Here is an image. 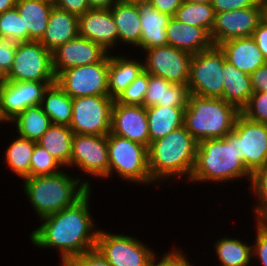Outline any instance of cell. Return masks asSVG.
I'll list each match as a JSON object with an SVG mask.
<instances>
[{
  "instance_id": "cell-1",
  "label": "cell",
  "mask_w": 267,
  "mask_h": 266,
  "mask_svg": "<svg viewBox=\"0 0 267 266\" xmlns=\"http://www.w3.org/2000/svg\"><path fill=\"white\" fill-rule=\"evenodd\" d=\"M91 190L70 207L41 218L29 233L30 242L39 249L55 248L61 263L95 249L99 229L90 212Z\"/></svg>"
},
{
  "instance_id": "cell-2",
  "label": "cell",
  "mask_w": 267,
  "mask_h": 266,
  "mask_svg": "<svg viewBox=\"0 0 267 266\" xmlns=\"http://www.w3.org/2000/svg\"><path fill=\"white\" fill-rule=\"evenodd\" d=\"M198 142L181 126L163 138L150 143L148 167L155 185L166 180H187L192 174Z\"/></svg>"
},
{
  "instance_id": "cell-3",
  "label": "cell",
  "mask_w": 267,
  "mask_h": 266,
  "mask_svg": "<svg viewBox=\"0 0 267 266\" xmlns=\"http://www.w3.org/2000/svg\"><path fill=\"white\" fill-rule=\"evenodd\" d=\"M252 174L246 169L235 150V132L223 138L205 139L198 142L195 165L188 182L228 183L246 179Z\"/></svg>"
},
{
  "instance_id": "cell-4",
  "label": "cell",
  "mask_w": 267,
  "mask_h": 266,
  "mask_svg": "<svg viewBox=\"0 0 267 266\" xmlns=\"http://www.w3.org/2000/svg\"><path fill=\"white\" fill-rule=\"evenodd\" d=\"M65 170L53 175L22 179V190L39 220L70 207L92 189L90 179L84 178L82 181L78 174L74 177Z\"/></svg>"
},
{
  "instance_id": "cell-5",
  "label": "cell",
  "mask_w": 267,
  "mask_h": 266,
  "mask_svg": "<svg viewBox=\"0 0 267 266\" xmlns=\"http://www.w3.org/2000/svg\"><path fill=\"white\" fill-rule=\"evenodd\" d=\"M240 110L222 98L190 94L184 113V126L193 138H223L234 128Z\"/></svg>"
},
{
  "instance_id": "cell-6",
  "label": "cell",
  "mask_w": 267,
  "mask_h": 266,
  "mask_svg": "<svg viewBox=\"0 0 267 266\" xmlns=\"http://www.w3.org/2000/svg\"><path fill=\"white\" fill-rule=\"evenodd\" d=\"M109 170L108 178L117 174L122 181L136 185H152L148 167V147L112 134H107ZM113 174V175H112Z\"/></svg>"
},
{
  "instance_id": "cell-7",
  "label": "cell",
  "mask_w": 267,
  "mask_h": 266,
  "mask_svg": "<svg viewBox=\"0 0 267 266\" xmlns=\"http://www.w3.org/2000/svg\"><path fill=\"white\" fill-rule=\"evenodd\" d=\"M225 55L219 46L201 51L190 61L187 86L190 94L223 99Z\"/></svg>"
},
{
  "instance_id": "cell-8",
  "label": "cell",
  "mask_w": 267,
  "mask_h": 266,
  "mask_svg": "<svg viewBox=\"0 0 267 266\" xmlns=\"http://www.w3.org/2000/svg\"><path fill=\"white\" fill-rule=\"evenodd\" d=\"M2 80L55 82L52 52L40 41L17 43L12 68Z\"/></svg>"
},
{
  "instance_id": "cell-9",
  "label": "cell",
  "mask_w": 267,
  "mask_h": 266,
  "mask_svg": "<svg viewBox=\"0 0 267 266\" xmlns=\"http://www.w3.org/2000/svg\"><path fill=\"white\" fill-rule=\"evenodd\" d=\"M148 246L133 235L99 229L95 248L111 266H149L156 252Z\"/></svg>"
},
{
  "instance_id": "cell-10",
  "label": "cell",
  "mask_w": 267,
  "mask_h": 266,
  "mask_svg": "<svg viewBox=\"0 0 267 266\" xmlns=\"http://www.w3.org/2000/svg\"><path fill=\"white\" fill-rule=\"evenodd\" d=\"M114 99L109 96H84L72 99L69 128L74 134L103 136L110 133Z\"/></svg>"
},
{
  "instance_id": "cell-11",
  "label": "cell",
  "mask_w": 267,
  "mask_h": 266,
  "mask_svg": "<svg viewBox=\"0 0 267 266\" xmlns=\"http://www.w3.org/2000/svg\"><path fill=\"white\" fill-rule=\"evenodd\" d=\"M109 55L90 65L73 67L60 72L56 83L73 99L84 96H109Z\"/></svg>"
},
{
  "instance_id": "cell-12",
  "label": "cell",
  "mask_w": 267,
  "mask_h": 266,
  "mask_svg": "<svg viewBox=\"0 0 267 266\" xmlns=\"http://www.w3.org/2000/svg\"><path fill=\"white\" fill-rule=\"evenodd\" d=\"M233 131L236 154L253 174L267 164V123L251 121L240 113Z\"/></svg>"
},
{
  "instance_id": "cell-13",
  "label": "cell",
  "mask_w": 267,
  "mask_h": 266,
  "mask_svg": "<svg viewBox=\"0 0 267 266\" xmlns=\"http://www.w3.org/2000/svg\"><path fill=\"white\" fill-rule=\"evenodd\" d=\"M83 171L85 175L99 180L108 179L109 154L107 135L74 134L69 168Z\"/></svg>"
},
{
  "instance_id": "cell-14",
  "label": "cell",
  "mask_w": 267,
  "mask_h": 266,
  "mask_svg": "<svg viewBox=\"0 0 267 266\" xmlns=\"http://www.w3.org/2000/svg\"><path fill=\"white\" fill-rule=\"evenodd\" d=\"M266 0L256 6L215 14L210 33L213 45L218 46L233 38L251 37L265 17Z\"/></svg>"
},
{
  "instance_id": "cell-15",
  "label": "cell",
  "mask_w": 267,
  "mask_h": 266,
  "mask_svg": "<svg viewBox=\"0 0 267 266\" xmlns=\"http://www.w3.org/2000/svg\"><path fill=\"white\" fill-rule=\"evenodd\" d=\"M144 70L150 75L172 83L187 85L192 54L170 45L154 47L142 52Z\"/></svg>"
},
{
  "instance_id": "cell-16",
  "label": "cell",
  "mask_w": 267,
  "mask_h": 266,
  "mask_svg": "<svg viewBox=\"0 0 267 266\" xmlns=\"http://www.w3.org/2000/svg\"><path fill=\"white\" fill-rule=\"evenodd\" d=\"M55 82H10L0 79V115L9 123L30 106L41 105L45 90Z\"/></svg>"
},
{
  "instance_id": "cell-17",
  "label": "cell",
  "mask_w": 267,
  "mask_h": 266,
  "mask_svg": "<svg viewBox=\"0 0 267 266\" xmlns=\"http://www.w3.org/2000/svg\"><path fill=\"white\" fill-rule=\"evenodd\" d=\"M108 55L109 52L101 45L77 36L52 52L53 70L57 76L73 67L102 62Z\"/></svg>"
},
{
  "instance_id": "cell-18",
  "label": "cell",
  "mask_w": 267,
  "mask_h": 266,
  "mask_svg": "<svg viewBox=\"0 0 267 266\" xmlns=\"http://www.w3.org/2000/svg\"><path fill=\"white\" fill-rule=\"evenodd\" d=\"M110 132L149 147L151 142L147 108L145 106L124 105L114 101Z\"/></svg>"
},
{
  "instance_id": "cell-19",
  "label": "cell",
  "mask_w": 267,
  "mask_h": 266,
  "mask_svg": "<svg viewBox=\"0 0 267 266\" xmlns=\"http://www.w3.org/2000/svg\"><path fill=\"white\" fill-rule=\"evenodd\" d=\"M79 19V36L101 45L106 51L117 49L118 27L110 9H90Z\"/></svg>"
},
{
  "instance_id": "cell-20",
  "label": "cell",
  "mask_w": 267,
  "mask_h": 266,
  "mask_svg": "<svg viewBox=\"0 0 267 266\" xmlns=\"http://www.w3.org/2000/svg\"><path fill=\"white\" fill-rule=\"evenodd\" d=\"M218 46L226 60L247 75H251L267 62L252 36L233 38Z\"/></svg>"
},
{
  "instance_id": "cell-21",
  "label": "cell",
  "mask_w": 267,
  "mask_h": 266,
  "mask_svg": "<svg viewBox=\"0 0 267 266\" xmlns=\"http://www.w3.org/2000/svg\"><path fill=\"white\" fill-rule=\"evenodd\" d=\"M168 45L192 55L213 46L210 34L202 27L184 24L173 16L166 27Z\"/></svg>"
},
{
  "instance_id": "cell-22",
  "label": "cell",
  "mask_w": 267,
  "mask_h": 266,
  "mask_svg": "<svg viewBox=\"0 0 267 266\" xmlns=\"http://www.w3.org/2000/svg\"><path fill=\"white\" fill-rule=\"evenodd\" d=\"M138 11L142 29L140 45L136 50L140 49L141 53L154 47L168 45L166 27L171 16L159 12L150 3L139 4Z\"/></svg>"
},
{
  "instance_id": "cell-23",
  "label": "cell",
  "mask_w": 267,
  "mask_h": 266,
  "mask_svg": "<svg viewBox=\"0 0 267 266\" xmlns=\"http://www.w3.org/2000/svg\"><path fill=\"white\" fill-rule=\"evenodd\" d=\"M189 96L187 85L172 83L148 73V88L143 106L187 107Z\"/></svg>"
},
{
  "instance_id": "cell-24",
  "label": "cell",
  "mask_w": 267,
  "mask_h": 266,
  "mask_svg": "<svg viewBox=\"0 0 267 266\" xmlns=\"http://www.w3.org/2000/svg\"><path fill=\"white\" fill-rule=\"evenodd\" d=\"M115 55L114 52L109 54L108 69V92L109 97L114 100L144 71L143 59L139 60L130 54Z\"/></svg>"
},
{
  "instance_id": "cell-25",
  "label": "cell",
  "mask_w": 267,
  "mask_h": 266,
  "mask_svg": "<svg viewBox=\"0 0 267 266\" xmlns=\"http://www.w3.org/2000/svg\"><path fill=\"white\" fill-rule=\"evenodd\" d=\"M77 36H79L78 16L54 6L40 42L47 50L53 52Z\"/></svg>"
},
{
  "instance_id": "cell-26",
  "label": "cell",
  "mask_w": 267,
  "mask_h": 266,
  "mask_svg": "<svg viewBox=\"0 0 267 266\" xmlns=\"http://www.w3.org/2000/svg\"><path fill=\"white\" fill-rule=\"evenodd\" d=\"M16 9L28 30V42L40 41L45 33L54 4L50 0H17Z\"/></svg>"
},
{
  "instance_id": "cell-27",
  "label": "cell",
  "mask_w": 267,
  "mask_h": 266,
  "mask_svg": "<svg viewBox=\"0 0 267 266\" xmlns=\"http://www.w3.org/2000/svg\"><path fill=\"white\" fill-rule=\"evenodd\" d=\"M118 27V44L137 48L141 39V24L138 5L116 2L110 8ZM122 43V44H121Z\"/></svg>"
},
{
  "instance_id": "cell-28",
  "label": "cell",
  "mask_w": 267,
  "mask_h": 266,
  "mask_svg": "<svg viewBox=\"0 0 267 266\" xmlns=\"http://www.w3.org/2000/svg\"><path fill=\"white\" fill-rule=\"evenodd\" d=\"M186 107L152 106L147 108L150 142L165 137L184 125Z\"/></svg>"
},
{
  "instance_id": "cell-29",
  "label": "cell",
  "mask_w": 267,
  "mask_h": 266,
  "mask_svg": "<svg viewBox=\"0 0 267 266\" xmlns=\"http://www.w3.org/2000/svg\"><path fill=\"white\" fill-rule=\"evenodd\" d=\"M223 76V100L241 110L248 103L253 93L250 75L245 74L226 60L223 67Z\"/></svg>"
},
{
  "instance_id": "cell-30",
  "label": "cell",
  "mask_w": 267,
  "mask_h": 266,
  "mask_svg": "<svg viewBox=\"0 0 267 266\" xmlns=\"http://www.w3.org/2000/svg\"><path fill=\"white\" fill-rule=\"evenodd\" d=\"M73 135L68 126L52 124L36 142L64 168L69 169Z\"/></svg>"
},
{
  "instance_id": "cell-31",
  "label": "cell",
  "mask_w": 267,
  "mask_h": 266,
  "mask_svg": "<svg viewBox=\"0 0 267 266\" xmlns=\"http://www.w3.org/2000/svg\"><path fill=\"white\" fill-rule=\"evenodd\" d=\"M213 245L219 266H251L250 264L254 261L252 243L243 242L238 237L225 235L214 241Z\"/></svg>"
},
{
  "instance_id": "cell-32",
  "label": "cell",
  "mask_w": 267,
  "mask_h": 266,
  "mask_svg": "<svg viewBox=\"0 0 267 266\" xmlns=\"http://www.w3.org/2000/svg\"><path fill=\"white\" fill-rule=\"evenodd\" d=\"M41 107L54 125H70L72 98L55 82L45 90Z\"/></svg>"
},
{
  "instance_id": "cell-33",
  "label": "cell",
  "mask_w": 267,
  "mask_h": 266,
  "mask_svg": "<svg viewBox=\"0 0 267 266\" xmlns=\"http://www.w3.org/2000/svg\"><path fill=\"white\" fill-rule=\"evenodd\" d=\"M12 123L17 135L37 141L52 125L50 117L45 114L41 105L30 106L13 118Z\"/></svg>"
},
{
  "instance_id": "cell-34",
  "label": "cell",
  "mask_w": 267,
  "mask_h": 266,
  "mask_svg": "<svg viewBox=\"0 0 267 266\" xmlns=\"http://www.w3.org/2000/svg\"><path fill=\"white\" fill-rule=\"evenodd\" d=\"M36 143L17 135L6 147L4 162L21 179L30 177L31 156Z\"/></svg>"
},
{
  "instance_id": "cell-35",
  "label": "cell",
  "mask_w": 267,
  "mask_h": 266,
  "mask_svg": "<svg viewBox=\"0 0 267 266\" xmlns=\"http://www.w3.org/2000/svg\"><path fill=\"white\" fill-rule=\"evenodd\" d=\"M173 17L184 24L202 27L210 34L215 21V11L209 3L182 2Z\"/></svg>"
},
{
  "instance_id": "cell-36",
  "label": "cell",
  "mask_w": 267,
  "mask_h": 266,
  "mask_svg": "<svg viewBox=\"0 0 267 266\" xmlns=\"http://www.w3.org/2000/svg\"><path fill=\"white\" fill-rule=\"evenodd\" d=\"M0 38L28 42V30H24L23 18L16 7L0 13Z\"/></svg>"
},
{
  "instance_id": "cell-37",
  "label": "cell",
  "mask_w": 267,
  "mask_h": 266,
  "mask_svg": "<svg viewBox=\"0 0 267 266\" xmlns=\"http://www.w3.org/2000/svg\"><path fill=\"white\" fill-rule=\"evenodd\" d=\"M64 167L39 144H35L30 165V177L53 175Z\"/></svg>"
},
{
  "instance_id": "cell-38",
  "label": "cell",
  "mask_w": 267,
  "mask_h": 266,
  "mask_svg": "<svg viewBox=\"0 0 267 266\" xmlns=\"http://www.w3.org/2000/svg\"><path fill=\"white\" fill-rule=\"evenodd\" d=\"M247 188L255 196L256 204L253 213L256 218L267 207V164L252 174L251 182Z\"/></svg>"
},
{
  "instance_id": "cell-39",
  "label": "cell",
  "mask_w": 267,
  "mask_h": 266,
  "mask_svg": "<svg viewBox=\"0 0 267 266\" xmlns=\"http://www.w3.org/2000/svg\"><path fill=\"white\" fill-rule=\"evenodd\" d=\"M148 88V72L143 71L115 100L124 105L143 106Z\"/></svg>"
},
{
  "instance_id": "cell-40",
  "label": "cell",
  "mask_w": 267,
  "mask_h": 266,
  "mask_svg": "<svg viewBox=\"0 0 267 266\" xmlns=\"http://www.w3.org/2000/svg\"><path fill=\"white\" fill-rule=\"evenodd\" d=\"M240 113L251 121L267 123V92H253Z\"/></svg>"
},
{
  "instance_id": "cell-41",
  "label": "cell",
  "mask_w": 267,
  "mask_h": 266,
  "mask_svg": "<svg viewBox=\"0 0 267 266\" xmlns=\"http://www.w3.org/2000/svg\"><path fill=\"white\" fill-rule=\"evenodd\" d=\"M184 253L181 249L172 247L170 251L162 254L160 260L156 253L149 266H194Z\"/></svg>"
},
{
  "instance_id": "cell-42",
  "label": "cell",
  "mask_w": 267,
  "mask_h": 266,
  "mask_svg": "<svg viewBox=\"0 0 267 266\" xmlns=\"http://www.w3.org/2000/svg\"><path fill=\"white\" fill-rule=\"evenodd\" d=\"M17 42L0 38V79H3L11 70Z\"/></svg>"
},
{
  "instance_id": "cell-43",
  "label": "cell",
  "mask_w": 267,
  "mask_h": 266,
  "mask_svg": "<svg viewBox=\"0 0 267 266\" xmlns=\"http://www.w3.org/2000/svg\"><path fill=\"white\" fill-rule=\"evenodd\" d=\"M255 223V241L252 245V253L255 262L261 263L259 266H267V230L257 221ZM256 257V258H255Z\"/></svg>"
},
{
  "instance_id": "cell-44",
  "label": "cell",
  "mask_w": 267,
  "mask_h": 266,
  "mask_svg": "<svg viewBox=\"0 0 267 266\" xmlns=\"http://www.w3.org/2000/svg\"><path fill=\"white\" fill-rule=\"evenodd\" d=\"M67 264L69 266H111L96 248L72 257Z\"/></svg>"
},
{
  "instance_id": "cell-45",
  "label": "cell",
  "mask_w": 267,
  "mask_h": 266,
  "mask_svg": "<svg viewBox=\"0 0 267 266\" xmlns=\"http://www.w3.org/2000/svg\"><path fill=\"white\" fill-rule=\"evenodd\" d=\"M261 0H213L215 14L256 6Z\"/></svg>"
},
{
  "instance_id": "cell-46",
  "label": "cell",
  "mask_w": 267,
  "mask_h": 266,
  "mask_svg": "<svg viewBox=\"0 0 267 266\" xmlns=\"http://www.w3.org/2000/svg\"><path fill=\"white\" fill-rule=\"evenodd\" d=\"M53 4L55 7L78 17L91 9L88 0H54Z\"/></svg>"
},
{
  "instance_id": "cell-47",
  "label": "cell",
  "mask_w": 267,
  "mask_h": 266,
  "mask_svg": "<svg viewBox=\"0 0 267 266\" xmlns=\"http://www.w3.org/2000/svg\"><path fill=\"white\" fill-rule=\"evenodd\" d=\"M253 92H267V62L250 75Z\"/></svg>"
},
{
  "instance_id": "cell-48",
  "label": "cell",
  "mask_w": 267,
  "mask_h": 266,
  "mask_svg": "<svg viewBox=\"0 0 267 266\" xmlns=\"http://www.w3.org/2000/svg\"><path fill=\"white\" fill-rule=\"evenodd\" d=\"M252 37L256 41L264 58L267 60V19L265 17L254 30Z\"/></svg>"
},
{
  "instance_id": "cell-49",
  "label": "cell",
  "mask_w": 267,
  "mask_h": 266,
  "mask_svg": "<svg viewBox=\"0 0 267 266\" xmlns=\"http://www.w3.org/2000/svg\"><path fill=\"white\" fill-rule=\"evenodd\" d=\"M183 0H150V4L159 12L175 15L177 9L181 6Z\"/></svg>"
},
{
  "instance_id": "cell-50",
  "label": "cell",
  "mask_w": 267,
  "mask_h": 266,
  "mask_svg": "<svg viewBox=\"0 0 267 266\" xmlns=\"http://www.w3.org/2000/svg\"><path fill=\"white\" fill-rule=\"evenodd\" d=\"M119 0H88L91 9H110Z\"/></svg>"
},
{
  "instance_id": "cell-51",
  "label": "cell",
  "mask_w": 267,
  "mask_h": 266,
  "mask_svg": "<svg viewBox=\"0 0 267 266\" xmlns=\"http://www.w3.org/2000/svg\"><path fill=\"white\" fill-rule=\"evenodd\" d=\"M17 0H0V13L8 11L16 6Z\"/></svg>"
},
{
  "instance_id": "cell-52",
  "label": "cell",
  "mask_w": 267,
  "mask_h": 266,
  "mask_svg": "<svg viewBox=\"0 0 267 266\" xmlns=\"http://www.w3.org/2000/svg\"><path fill=\"white\" fill-rule=\"evenodd\" d=\"M255 219L267 230V207Z\"/></svg>"
},
{
  "instance_id": "cell-53",
  "label": "cell",
  "mask_w": 267,
  "mask_h": 266,
  "mask_svg": "<svg viewBox=\"0 0 267 266\" xmlns=\"http://www.w3.org/2000/svg\"><path fill=\"white\" fill-rule=\"evenodd\" d=\"M119 2L125 4L139 5L144 3H150V0H119Z\"/></svg>"
},
{
  "instance_id": "cell-54",
  "label": "cell",
  "mask_w": 267,
  "mask_h": 266,
  "mask_svg": "<svg viewBox=\"0 0 267 266\" xmlns=\"http://www.w3.org/2000/svg\"><path fill=\"white\" fill-rule=\"evenodd\" d=\"M213 0H183V2L188 3H209L211 4Z\"/></svg>"
},
{
  "instance_id": "cell-55",
  "label": "cell",
  "mask_w": 267,
  "mask_h": 266,
  "mask_svg": "<svg viewBox=\"0 0 267 266\" xmlns=\"http://www.w3.org/2000/svg\"><path fill=\"white\" fill-rule=\"evenodd\" d=\"M1 123L5 124V121H4V119L2 118V116L0 115V124H1Z\"/></svg>"
},
{
  "instance_id": "cell-56",
  "label": "cell",
  "mask_w": 267,
  "mask_h": 266,
  "mask_svg": "<svg viewBox=\"0 0 267 266\" xmlns=\"http://www.w3.org/2000/svg\"><path fill=\"white\" fill-rule=\"evenodd\" d=\"M59 266H69L67 263H60Z\"/></svg>"
},
{
  "instance_id": "cell-57",
  "label": "cell",
  "mask_w": 267,
  "mask_h": 266,
  "mask_svg": "<svg viewBox=\"0 0 267 266\" xmlns=\"http://www.w3.org/2000/svg\"><path fill=\"white\" fill-rule=\"evenodd\" d=\"M265 18L267 19V10H265Z\"/></svg>"
}]
</instances>
